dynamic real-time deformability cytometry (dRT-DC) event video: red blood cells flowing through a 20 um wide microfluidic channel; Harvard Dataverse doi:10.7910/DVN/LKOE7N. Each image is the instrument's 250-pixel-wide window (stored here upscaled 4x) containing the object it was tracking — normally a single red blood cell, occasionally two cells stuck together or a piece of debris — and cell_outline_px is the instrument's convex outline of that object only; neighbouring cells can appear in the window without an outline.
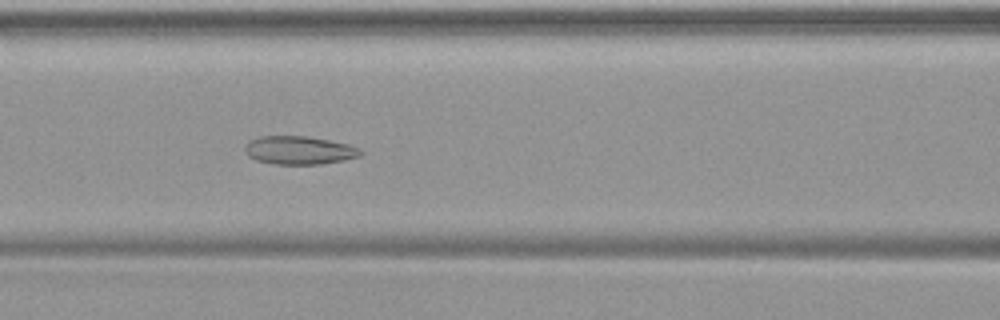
{"species": "common noctule bat (a hibernating species)", "species_latin": "Nyctalus noctula", "temperature_condition": "warm", "stored_images_in_passage": 50, "camera_frame_rate_fps": 3000, "um_per_image_px": 0.085, "animal": {"sex": "female", "body_mass_g": 19.9}, "frame": {"image": 1, "passage_image": 22, "time_ms": 7.0, "image_size_px": [1000, 320], "cell_outline_px": [[364, 152], [360, 156], [344, 160], [320, 164], [276, 164], [256, 160], [248, 156], [244, 152], [244, 148], [248, 140], [260, 136], [308, 136], [348, 144], [360, 148]], "centroid_in_image_um": [25.42, 12.77], "position_along_channel_um": 141.2, "area_um2": 19.19}}
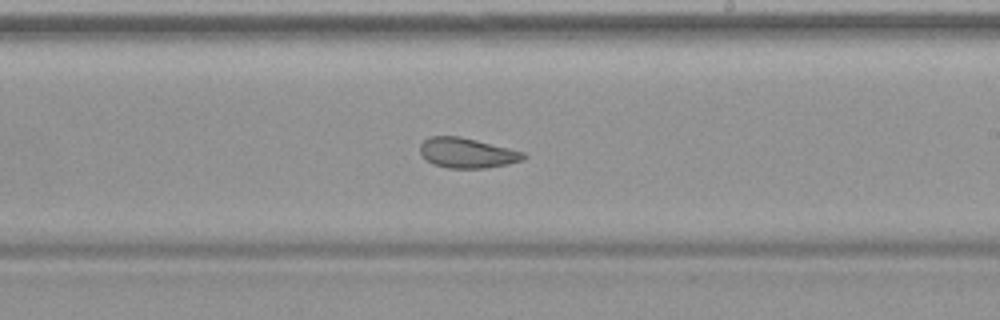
{"frame": {"image": 2, "passage_image": 30, "time_ms": 9.667, "image_size_px": [1000, 320], "cell_outline_px": [[528, 156], [524, 160], [508, 164], [484, 168], [448, 168], [432, 164], [420, 152], [420, 144], [428, 136], [460, 136], [524, 152]], "centroid_in_image_um": [39.71, 13.0], "position_along_channel_um": 249.3, "area_um2": 18.09}}
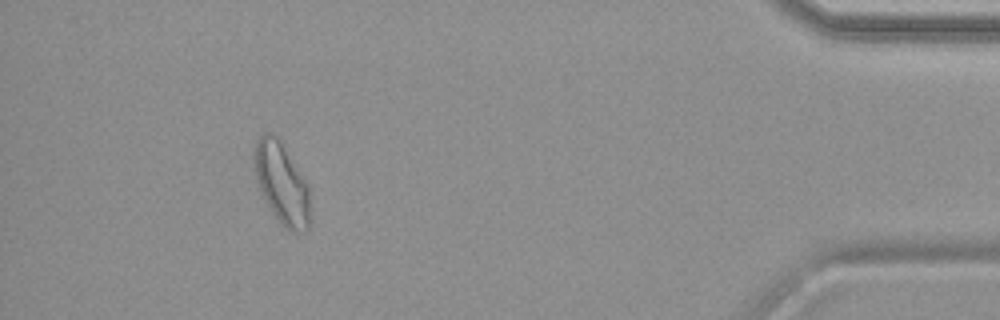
{"frame": {"image": 3, "passage_image": 46, "time_ms": 15.0, "image_size_px": [1000, 320], "cell_outline_px": [[312, 208], [308, 228], [304, 232], [296, 232], [284, 228], [280, 224], [272, 212], [256, 180], [252, 160], [252, 152], [256, 140], [264, 132], [272, 132], [280, 140], [308, 184]], "centroid_in_image_um": [23.95, 15.58], "position_along_channel_um": 411.2, "area_um2": 26.99}}